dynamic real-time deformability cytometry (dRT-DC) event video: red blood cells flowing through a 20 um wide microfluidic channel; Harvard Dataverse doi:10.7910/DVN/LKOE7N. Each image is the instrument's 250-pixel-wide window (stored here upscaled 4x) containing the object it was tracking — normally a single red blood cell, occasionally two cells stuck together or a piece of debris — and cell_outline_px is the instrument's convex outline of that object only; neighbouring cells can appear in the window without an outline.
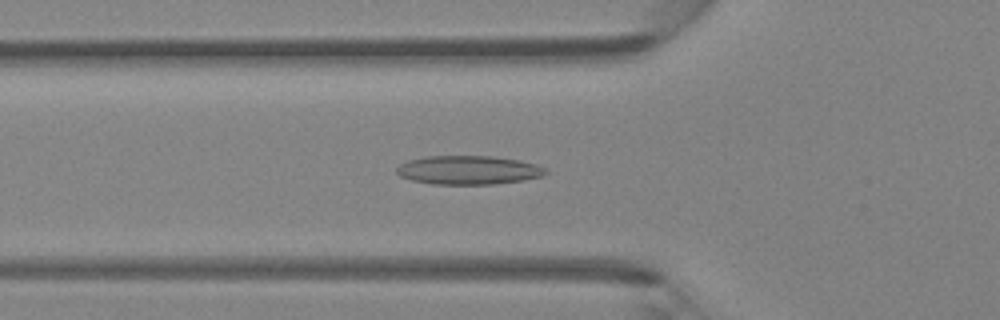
{"species": "Egyptian fruit bat (a non-hibernating species)", "species_latin": "Rousettus aegyptiacus", "temperature_condition": "room temperature", "stored_images_in_passage": 42, "camera_frame_rate_fps": 3000, "um_per_image_px": 0.085, "animal": {"sex": "female"}, "frame": {"image": 1, "passage_image": 13, "time_ms": 4.0, "image_size_px": [1000, 320], "cell_outline_px": [[548, 172], [540, 176], [524, 180], [492, 184], [432, 184], [412, 180], [400, 176], [396, 172], [396, 168], [400, 164], [408, 160], [424, 156], [492, 156], [520, 160], [536, 164], [544, 168]], "centroid_in_image_um": [39.79, 14.45], "position_along_channel_um": 86.0, "area_um2": 24.97}}
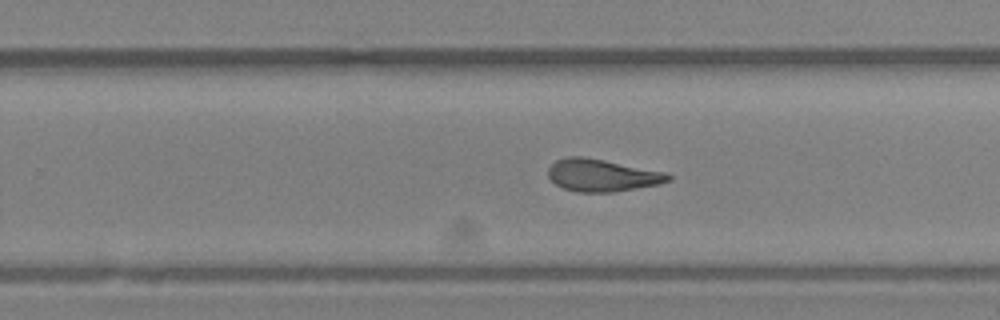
{"frame": {"image": 2, "passage_image": 26, "time_ms": 8.333, "image_size_px": [1000, 320], "cell_outline_px": [[672, 180], [660, 184], [612, 192], [576, 192], [564, 188], [556, 184], [548, 176], [548, 168], [556, 160], [568, 156], [584, 156], [668, 172], [672, 176]], "centroid_in_image_um": [51.21, 14.89], "position_along_channel_um": 278.6, "area_um2": 22.77}}
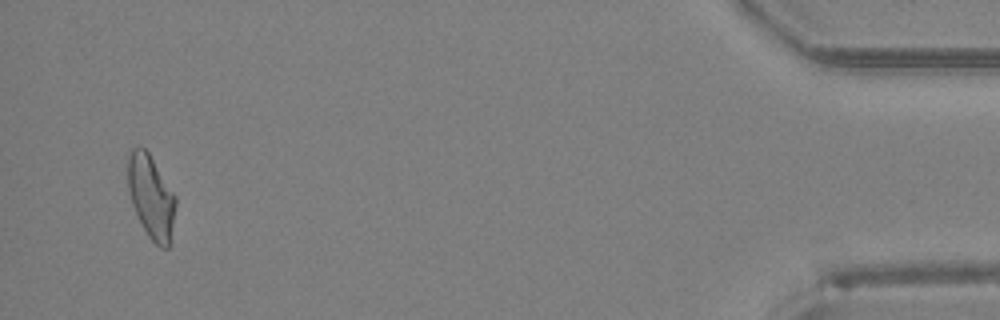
{"frame": {"image": 3, "passage_image": 41, "time_ms": 13.333, "image_size_px": [1000, 320], "cell_outline_px": [[176, 204], [168, 248], [160, 248], [148, 236], [132, 204], [128, 192], [128, 152], [132, 148], [144, 148], [148, 152], [176, 196]], "centroid_in_image_um": [12.83, 16.71], "position_along_channel_um": 422.4, "area_um2": 22.83}}